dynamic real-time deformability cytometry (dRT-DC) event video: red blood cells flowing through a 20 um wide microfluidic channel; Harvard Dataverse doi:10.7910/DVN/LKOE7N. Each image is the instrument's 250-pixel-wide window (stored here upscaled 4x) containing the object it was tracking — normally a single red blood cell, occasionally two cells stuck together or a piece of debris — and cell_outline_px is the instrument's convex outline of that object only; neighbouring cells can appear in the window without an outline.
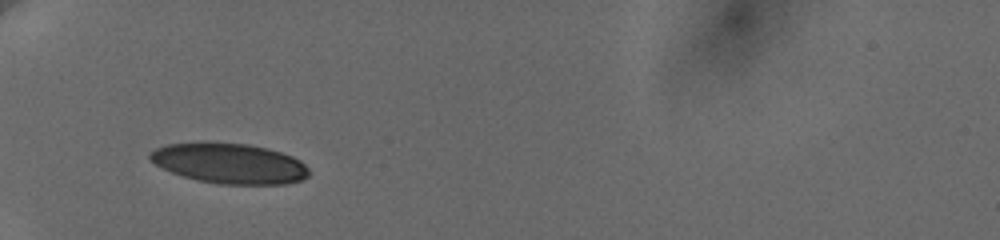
{"species": "human", "species_latin": "Homo sapiens", "temperature_condition": "cold", "stored_images_in_passage": 53, "camera_frame_rate_fps": 3000, "um_per_image_px": 0.085, "donor": {"sex": "female"}, "frame": {"image": 1, "passage_image": 1, "time_ms": 0.0, "image_size_px": [1000, 240], "cell_outline_px": [[308, 176], [300, 180], [284, 184], [220, 184], [200, 180], [184, 176], [172, 172], [156, 164], [148, 156], [148, 152], [156, 148], [168, 144], [248, 144], [268, 148], [292, 156], [300, 160], [308, 168]], "centroid_in_image_um": [19.54, 13.91], "position_along_channel_um": 65.5, "area_um2": 36.41}}
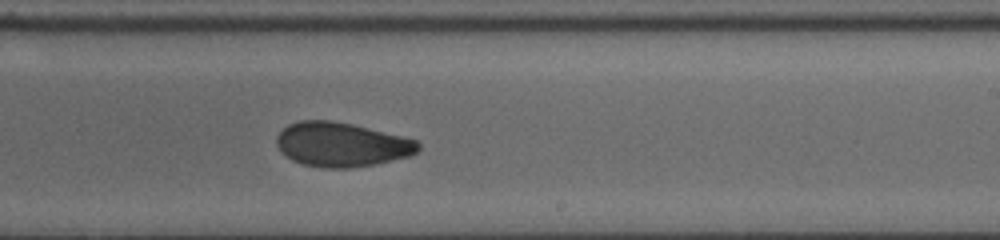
{"frame": {"image": 2, "passage_image": 31, "time_ms": 5.667, "image_size_px": [1000, 240], "cell_outline_px": [[420, 148], [412, 156], [376, 164], [352, 168], [324, 168], [304, 164], [292, 160], [280, 152], [276, 144], [276, 136], [288, 124], [300, 120], [332, 120], [352, 124], [416, 140], [420, 144]], "centroid_in_image_um": [29.01, 12.29], "position_along_channel_um": 260.0, "area_um2": 36.65}}
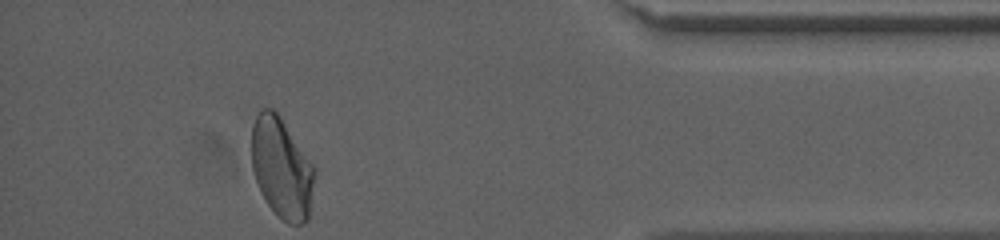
{"frame": {"image": 3, "passage_image": 53, "time_ms": 10.667, "image_size_px": [1000, 240], "cell_outline_px": [[316, 168], [308, 220], [304, 224], [288, 224], [268, 204], [260, 192], [252, 168], [252, 124], [260, 108], [272, 108], [280, 116]], "centroid_in_image_um": [23.94, 14.27], "position_along_channel_um": 411.3, "area_um2": 36.82}, "authors_computed_cell_mechanics": {"area_um2": 37.4544, "velocity_mm_per_s": 3.6562, "shape_relaxation_time_tau1_ms": 6.5038, "shape_relaxation_time_tau2_ms": 2.1884, "deformation_change_tau1": 0.1538, "deformation_change_tau2": 0.0709}}